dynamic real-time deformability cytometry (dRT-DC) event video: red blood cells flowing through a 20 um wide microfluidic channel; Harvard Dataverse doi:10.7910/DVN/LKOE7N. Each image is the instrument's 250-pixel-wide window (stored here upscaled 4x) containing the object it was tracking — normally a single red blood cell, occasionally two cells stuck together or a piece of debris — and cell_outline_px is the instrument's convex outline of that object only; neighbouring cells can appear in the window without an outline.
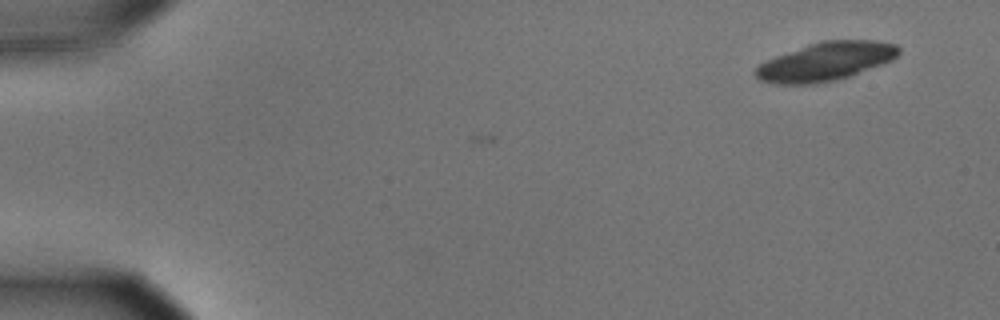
{"species": "common noctule bat (a hibernating species)", "species_latin": "Nyctalus noctula", "temperature_condition": "cold", "stored_images_in_passage": 6, "camera_frame_rate_fps": 3000, "um_per_image_px": 0.085, "animal": {"sex": "male", "body_mass_g": 15.6}, "frame": {"image": 1, "passage_image": 6, "time_ms": 1.667, "image_size_px": [1000, 320], "cell_outline_px": [[900, 52], [892, 60], [848, 76], [816, 84], [772, 84], [760, 80], [752, 72], [760, 64], [776, 56], [808, 44], [824, 40], [872, 40], [896, 44], [900, 48]], "centroid_in_image_um": [70.16, 5.22], "position_along_channel_um": 14.8, "area_um2": 31.79}}